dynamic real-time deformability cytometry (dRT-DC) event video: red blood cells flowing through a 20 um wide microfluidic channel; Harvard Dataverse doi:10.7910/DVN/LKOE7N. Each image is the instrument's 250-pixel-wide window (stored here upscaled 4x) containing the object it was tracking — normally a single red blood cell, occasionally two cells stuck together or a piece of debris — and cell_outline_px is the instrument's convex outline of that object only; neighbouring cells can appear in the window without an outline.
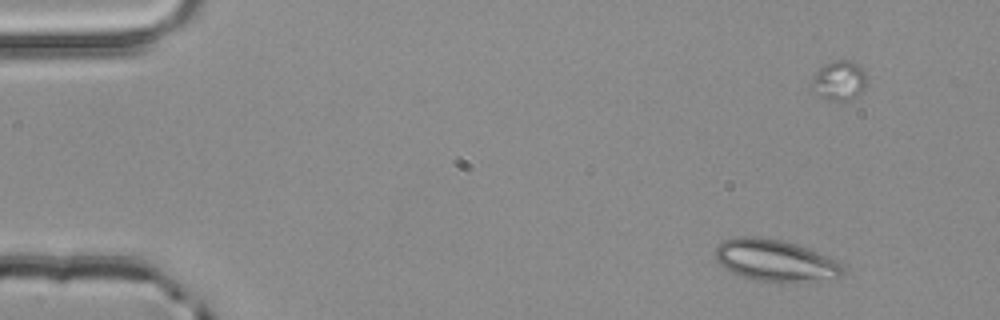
{"species": "common noctule bat (a hibernating species)", "species_latin": "Nyctalus noctula", "temperature_condition": "room temperature", "stored_images_in_passage": 4, "segment_of_instrument_passage": [1, 2], "camera_frame_rate_fps": 3000, "um_per_image_px": 0.085, "animal": {"sex": "male", "body_mass_g": 20.4}, "frame": {"image": 1, "passage_image": 1, "time_ms": 0.0, "image_size_px": [1000, 320], "cell_outline_px": [[844, 272], [836, 280], [756, 280], [732, 272], [724, 268], [716, 260], [716, 248], [724, 240], [740, 236], [756, 236], [780, 240], [796, 244], [808, 248], [840, 264], [844, 268]], "centroid_in_image_um": [65.88, 22.12], "position_along_channel_um": 19.1, "area_um2": 30.17}}